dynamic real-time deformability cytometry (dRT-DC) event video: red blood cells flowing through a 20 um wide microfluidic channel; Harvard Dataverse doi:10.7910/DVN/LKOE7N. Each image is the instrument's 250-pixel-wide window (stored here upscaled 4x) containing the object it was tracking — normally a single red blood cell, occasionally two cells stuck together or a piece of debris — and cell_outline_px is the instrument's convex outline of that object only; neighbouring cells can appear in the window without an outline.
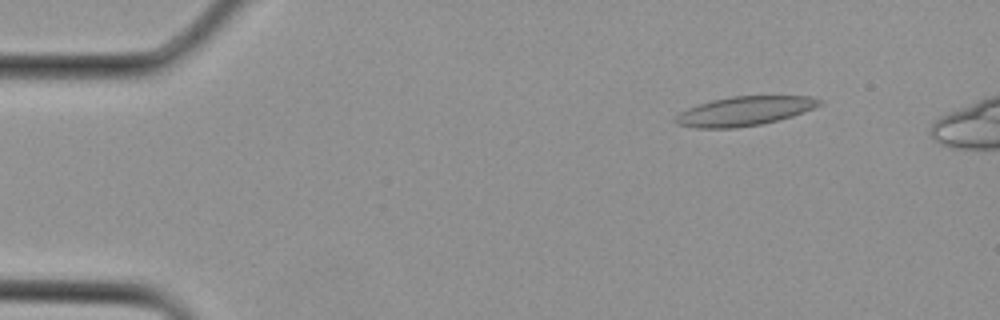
{"species": "Egyptian fruit bat (a non-hibernating species)", "species_latin": "Rousettus aegyptiacus", "temperature_condition": "cold", "stored_images_in_passage": 17, "camera_frame_rate_fps": 3000, "um_per_image_px": 0.085, "animal": {"sex": "female"}, "frame": {"image": 1, "passage_image": 2, "time_ms": 0.333, "image_size_px": [1000, 320], "cell_outline_px": [[824, 104], [804, 112], [792, 116], [760, 124], [736, 128], [696, 128], [676, 124], [672, 120], [680, 112], [688, 108], [712, 100], [732, 96], [812, 96], [824, 100]], "centroid_in_image_um": [63.31, 9.44], "position_along_channel_um": 21.7, "area_um2": 24.57}}
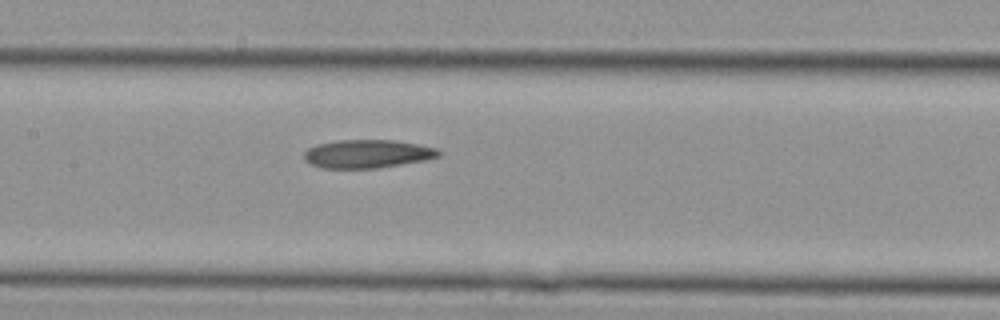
{"frame": {"image": 2, "passage_image": 13, "time_ms": 4.0, "image_size_px": [1000, 320], "cell_outline_px": [[440, 156], [424, 160], [380, 168], [320, 168], [304, 160], [304, 152], [308, 148], [316, 144], [340, 140], [396, 140], [436, 148], [440, 152]], "centroid_in_image_um": [31.2, 13.08], "position_along_channel_um": 176.2, "area_um2": 22.2}}
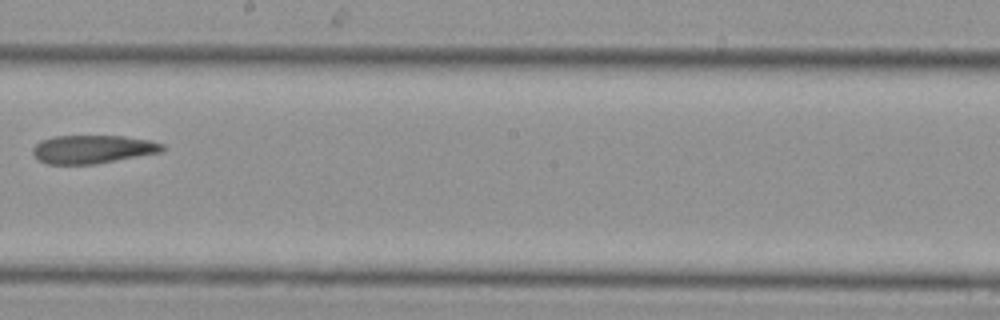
{"frame": {"image": 3, "passage_image": 16, "time_ms": 5.0, "image_size_px": [1000, 320], "cell_outline_px": [[164, 152], [96, 164], [48, 164], [36, 160], [32, 152], [32, 148], [40, 140], [56, 136], [124, 136], [148, 140], [164, 144]], "centroid_in_image_um": [7.87, 12.69], "position_along_channel_um": 240.3, "area_um2": 21.62}}